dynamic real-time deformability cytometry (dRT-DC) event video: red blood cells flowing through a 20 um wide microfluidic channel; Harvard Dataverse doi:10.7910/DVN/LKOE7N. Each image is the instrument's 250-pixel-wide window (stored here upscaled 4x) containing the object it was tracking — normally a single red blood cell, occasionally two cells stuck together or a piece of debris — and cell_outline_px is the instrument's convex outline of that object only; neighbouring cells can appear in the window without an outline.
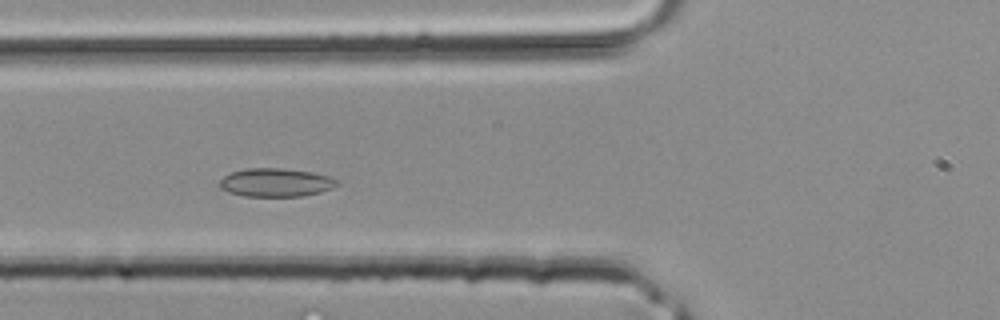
{"species": "common noctule bat (a hibernating species)", "species_latin": "Nyctalus noctula", "temperature_condition": "room temperature", "stored_images_in_passage": 34, "camera_frame_rate_fps": 3000, "um_per_image_px": 0.085, "animal": {"sex": "male", "body_mass_g": 20.4}, "frame": {"image": 1, "passage_image": 10, "time_ms": 3.0, "image_size_px": [1000, 320], "cell_outline_px": [[340, 184], [332, 188], [320, 192], [304, 196], [244, 196], [228, 192], [220, 188], [216, 184], [224, 176], [232, 172], [244, 168], [280, 168], [312, 172], [328, 176], [340, 180]], "centroid_in_image_um": [23.44, 15.51], "position_along_channel_um": 102.4, "area_um2": 19.65}}
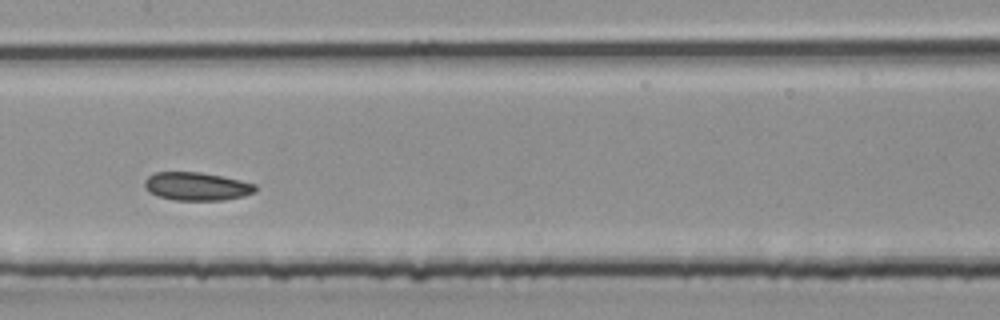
{"frame": {"image": 2, "passage_image": 15, "time_ms": 4.667, "image_size_px": [1000, 320], "cell_outline_px": [[256, 192], [244, 196], [224, 200], [172, 200], [160, 196], [152, 192], [144, 184], [144, 180], [148, 176], [156, 172], [200, 172], [240, 180], [256, 184]], "centroid_in_image_um": [16.76, 15.84], "position_along_channel_um": 190.6, "area_um2": 18.03}}
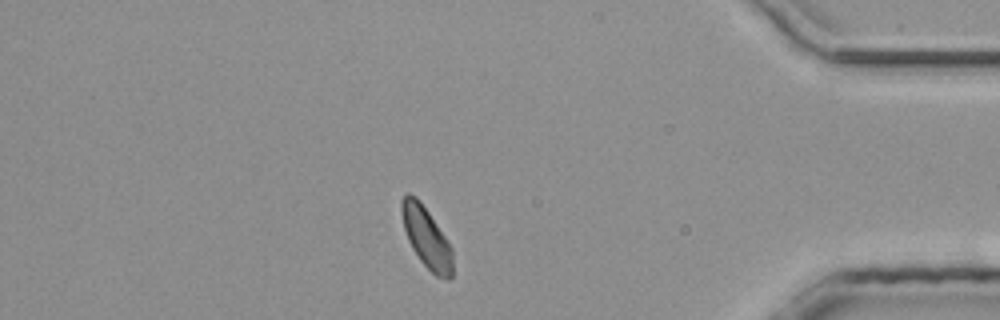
{"frame": {"image": 3, "passage_image": 29, "time_ms": 9.333, "image_size_px": [1000, 320], "cell_outline_px": [[452, 276], [448, 280], [436, 276], [420, 260], [412, 248], [408, 240], [404, 228], [400, 208], [400, 200], [408, 192], [416, 196], [428, 212], [448, 240], [452, 248]], "centroid_in_image_um": [36.24, 20.17], "position_along_channel_um": 399.0, "area_um2": 17.98}}